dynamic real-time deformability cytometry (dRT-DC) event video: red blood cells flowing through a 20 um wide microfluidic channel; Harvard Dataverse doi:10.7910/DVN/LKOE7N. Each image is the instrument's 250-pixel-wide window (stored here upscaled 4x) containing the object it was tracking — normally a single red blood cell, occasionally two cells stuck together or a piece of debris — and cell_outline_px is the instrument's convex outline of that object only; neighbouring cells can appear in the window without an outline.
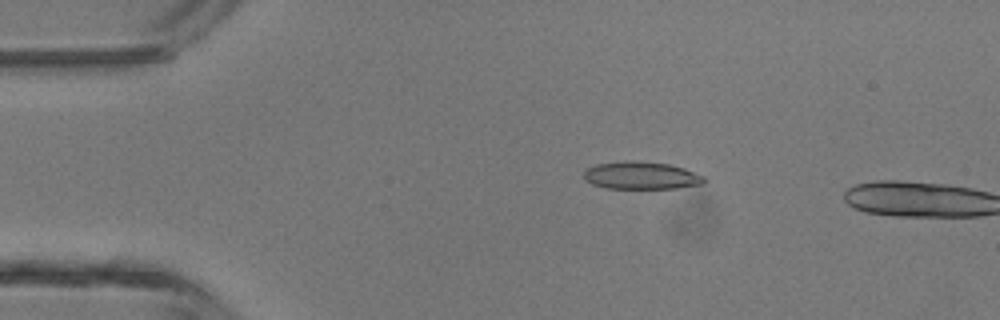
{"species": "common noctule bat (a hibernating species)", "species_latin": "Nyctalus noctula", "temperature_condition": "room temperature", "stored_images_in_passage": 2, "camera_frame_rate_fps": 3000, "um_per_image_px": 0.085, "animal": {"sex": "male", "body_mass_g": 13.3}, "frame": {"image": 1, "passage_image": 1, "time_ms": 0.0, "image_size_px": [1000, 320], "cell_outline_px": [[708, 180], [704, 184], [676, 188], [604, 188], [592, 184], [584, 180], [584, 172], [588, 168], [596, 164], [624, 160], [632, 160], [668, 164], [684, 168], [704, 176]], "centroid_in_image_um": [54.51, 14.92], "position_along_channel_um": 30.5, "area_um2": 19.48}}